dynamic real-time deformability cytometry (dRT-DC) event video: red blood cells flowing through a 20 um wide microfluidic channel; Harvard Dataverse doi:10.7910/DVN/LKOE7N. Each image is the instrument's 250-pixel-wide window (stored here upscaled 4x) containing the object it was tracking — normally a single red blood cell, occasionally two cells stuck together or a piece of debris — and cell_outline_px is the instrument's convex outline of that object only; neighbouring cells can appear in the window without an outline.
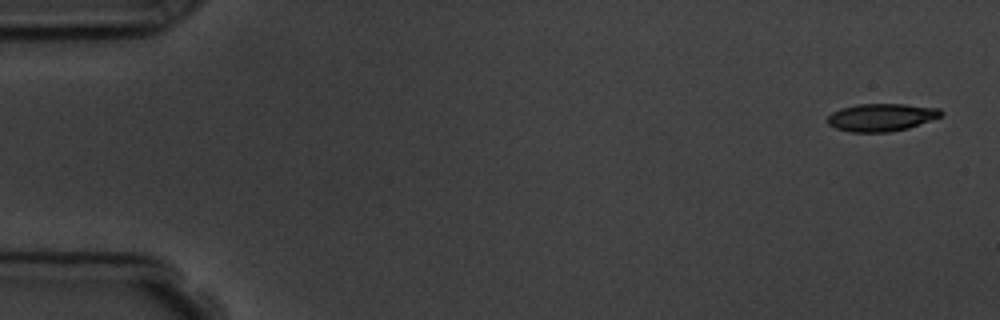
{"species": "common noctule bat (a hibernating species)", "species_latin": "Nyctalus noctula", "temperature_condition": "room temperature", "stored_images_in_passage": 3, "segment_of_instrument_passage": [2, 2], "camera_frame_rate_fps": 3000, "um_per_image_px": 0.085, "animal": {"sex": "male", "body_mass_g": 19.5, "forearm_length_mm": 54.6}, "frame": {"image": 1, "passage_image": 3, "time_ms": 3.0, "image_size_px": [1000, 320], "cell_outline_px": [[944, 112], [940, 116], [908, 128], [888, 132], [852, 132], [836, 128], [828, 124], [828, 116], [832, 112], [840, 108], [860, 104], [904, 104], [940, 108]], "centroid_in_image_um": [74.91, 9.97], "position_along_channel_um": 10.1, "area_um2": 18.15}}